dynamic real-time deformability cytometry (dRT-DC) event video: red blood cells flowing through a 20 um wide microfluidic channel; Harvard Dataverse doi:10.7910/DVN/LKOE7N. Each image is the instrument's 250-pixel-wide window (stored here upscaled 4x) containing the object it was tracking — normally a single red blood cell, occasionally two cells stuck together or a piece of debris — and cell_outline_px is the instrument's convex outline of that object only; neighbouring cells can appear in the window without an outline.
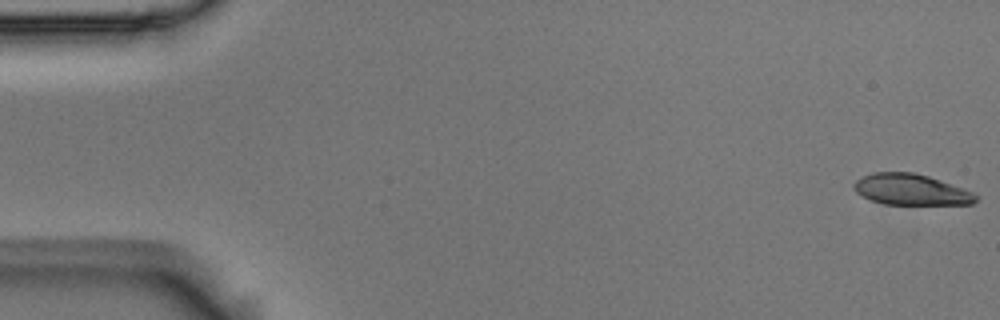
{"species": "Egyptian fruit bat (a non-hibernating species)", "species_latin": "Rousettus aegyptiacus", "temperature_condition": "room temperature", "stored_images_in_passage": 54, "camera_frame_rate_fps": 3000, "um_per_image_px": 0.085, "animal": {"sex": "male"}, "frame": {"image": 1, "passage_image": 1, "time_ms": 0.0, "image_size_px": [1000, 320], "cell_outline_px": [[976, 200], [972, 204], [884, 204], [860, 196], [852, 188], [852, 184], [856, 180], [872, 172], [912, 172], [928, 176], [976, 192]], "centroid_in_image_um": [77.41, 16.11], "position_along_channel_um": 7.6, "area_um2": 22.08}}
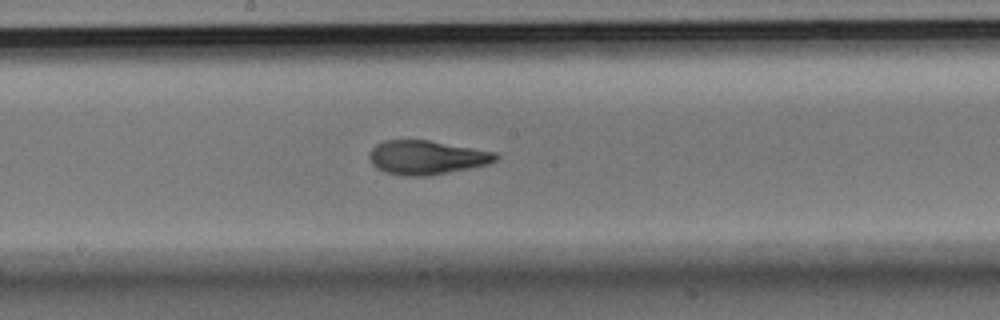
{"frame": {"image": 2, "passage_image": 29, "time_ms": 9.333, "image_size_px": [1000, 320], "cell_outline_px": [[500, 156], [496, 160], [488, 164], [428, 176], [400, 176], [384, 172], [376, 168], [372, 164], [368, 156], [368, 152], [376, 144], [384, 140], [428, 140], [496, 152]], "centroid_in_image_um": [36.22, 13.39], "position_along_channel_um": 212.0, "area_um2": 25.14}}
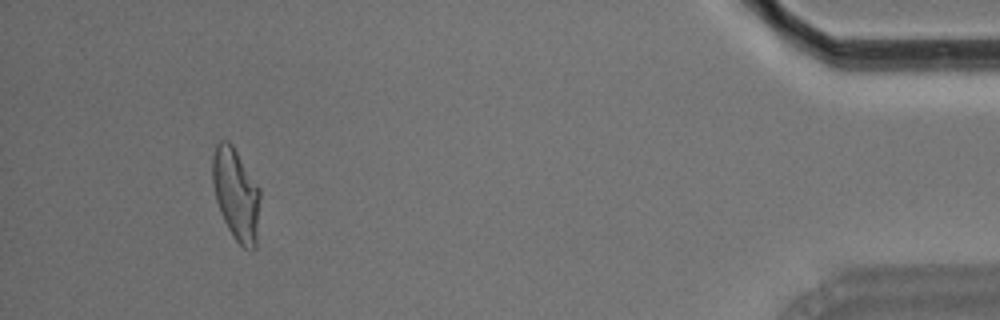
{"frame": {"image": 3, "passage_image": 51, "time_ms": 16.667, "image_size_px": [1000, 320], "cell_outline_px": [[260, 200], [256, 248], [252, 252], [244, 248], [232, 236], [220, 212], [216, 200], [212, 184], [212, 156], [216, 144], [220, 140], [228, 140], [232, 144], [260, 188]], "centroid_in_image_um": [20.07, 16.52], "position_along_channel_um": 415.1, "area_um2": 25.84}}